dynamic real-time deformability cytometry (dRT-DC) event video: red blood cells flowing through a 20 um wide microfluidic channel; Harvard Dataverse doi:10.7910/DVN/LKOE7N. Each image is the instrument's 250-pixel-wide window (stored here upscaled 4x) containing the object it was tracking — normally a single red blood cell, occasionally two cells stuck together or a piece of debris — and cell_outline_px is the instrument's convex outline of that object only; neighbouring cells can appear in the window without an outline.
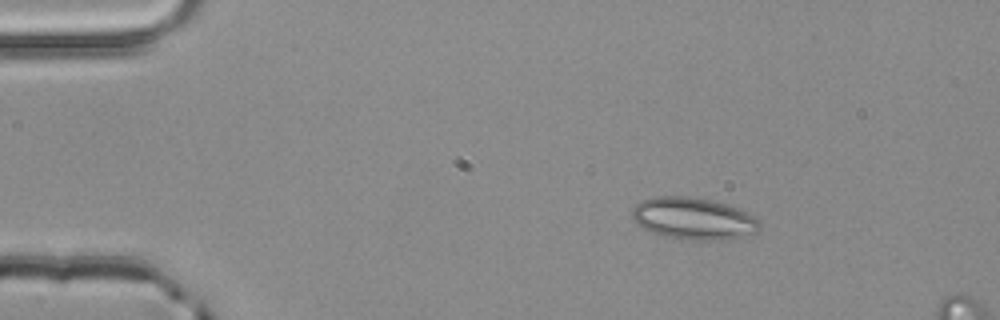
{"species": "common noctule bat (a hibernating species)", "species_latin": "Nyctalus noctula", "temperature_condition": "room temperature", "stored_images_in_passage": 3, "camera_frame_rate_fps": 3000, "um_per_image_px": 0.085, "animal": {"sex": "male", "body_mass_g": 20.4}, "frame": {"image": 1, "passage_image": 1, "time_ms": 0.0, "image_size_px": [1000, 320], "cell_outline_px": [[760, 228], [756, 232], [740, 236], [716, 240], [684, 240], [664, 236], [652, 232], [644, 228], [632, 216], [632, 208], [640, 200], [652, 196], [688, 196], [712, 200], [736, 208], [756, 216], [760, 220]], "centroid_in_image_um": [58.93, 18.56], "position_along_channel_um": 26.1, "area_um2": 31.1}}